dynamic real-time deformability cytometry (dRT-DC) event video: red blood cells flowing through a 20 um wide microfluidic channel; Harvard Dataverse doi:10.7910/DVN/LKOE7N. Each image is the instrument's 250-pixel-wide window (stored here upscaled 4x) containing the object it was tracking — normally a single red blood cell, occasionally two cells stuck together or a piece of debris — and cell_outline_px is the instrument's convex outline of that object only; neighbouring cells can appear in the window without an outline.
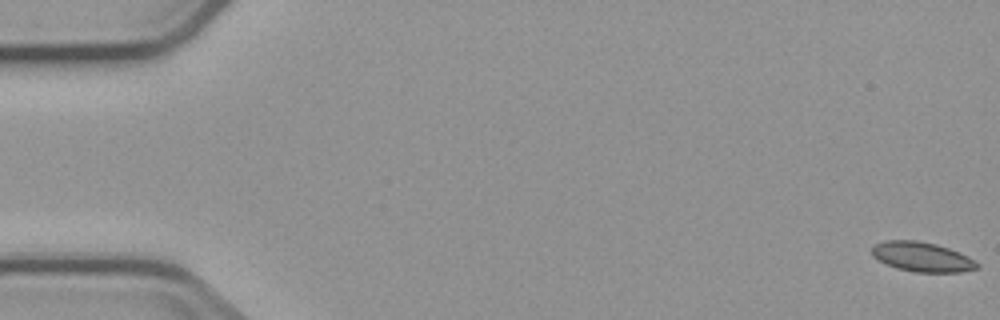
{"species": "common noctule bat (a hibernating species)", "species_latin": "Nyctalus noctula", "temperature_condition": "cold", "stored_images_in_passage": 6, "camera_frame_rate_fps": 3000, "um_per_image_px": 0.085, "animal": {"sex": "male", "body_mass_g": 23.1, "forearm_length_mm": 52.7}, "frame": {"image": 1, "passage_image": 1, "time_ms": 0.0, "image_size_px": [1000, 320], "cell_outline_px": [[980, 264], [976, 268], [960, 272], [916, 272], [896, 268], [872, 256], [872, 244], [884, 240], [916, 240], [936, 244], [960, 252], [968, 256]], "centroid_in_image_um": [78.35, 21.82], "position_along_channel_um": 6.6, "area_um2": 18.15}}
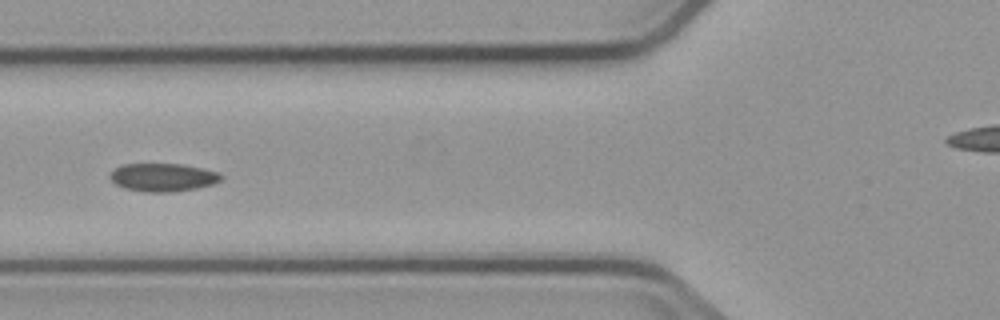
{"frame": {"image": 2, "passage_image": 6, "time_ms": 7.0, "image_size_px": [1000, 320], "cell_outline_px": [[224, 176], [220, 180], [212, 184], [196, 188], [172, 192], [144, 192], [124, 188], [116, 184], [108, 176], [116, 168], [124, 164], [180, 164], [220, 172]], "centroid_in_image_um": [13.85, 15.08], "position_along_channel_um": 111.9, "area_um2": 18.09}}